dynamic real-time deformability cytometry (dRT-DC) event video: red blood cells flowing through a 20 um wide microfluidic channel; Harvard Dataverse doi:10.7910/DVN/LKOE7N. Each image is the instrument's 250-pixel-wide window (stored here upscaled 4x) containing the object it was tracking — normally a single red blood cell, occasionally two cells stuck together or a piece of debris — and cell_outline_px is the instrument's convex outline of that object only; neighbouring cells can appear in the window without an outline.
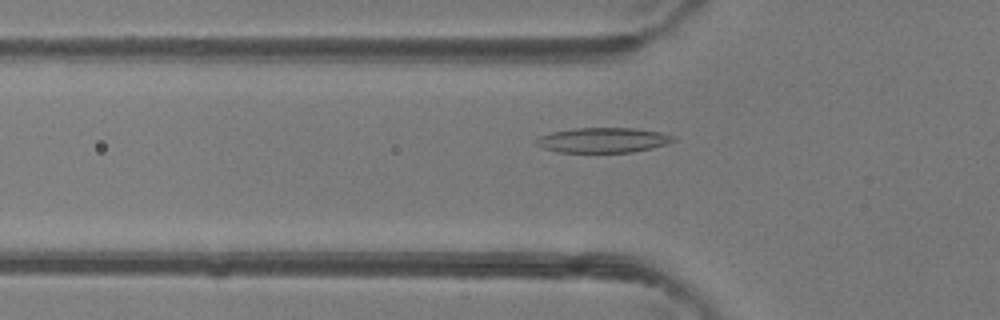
{"species": "common noctule bat (a hibernating species)", "species_latin": "Nyctalus noctula", "temperature_condition": "room temperature", "stored_images_in_passage": 47, "camera_frame_rate_fps": 3000, "um_per_image_px": 0.085, "animal": {"sex": "female"}, "frame": {"image": 1, "passage_image": 16, "time_ms": 5.0, "image_size_px": [1000, 320], "cell_outline_px": [[676, 140], [652, 148], [632, 152], [556, 152], [544, 148], [536, 144], [536, 140], [540, 136], [552, 132], [576, 128], [636, 128], [660, 132], [676, 136]], "centroid_in_image_um": [51.28, 11.91], "position_along_channel_um": 74.5, "area_um2": 19.88}}
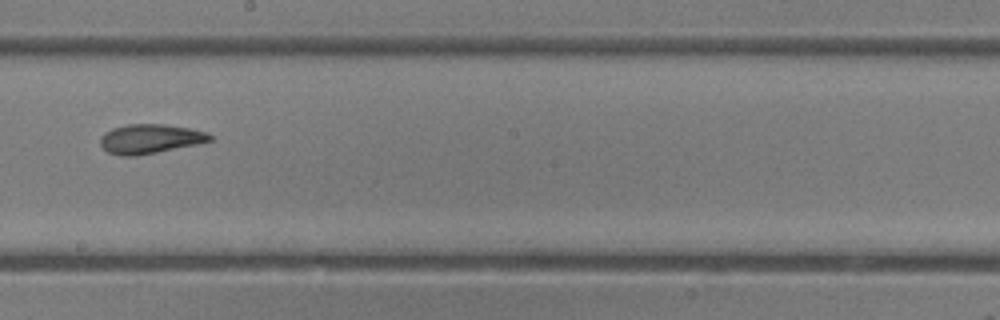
{"frame": {"image": 2, "passage_image": 27, "time_ms": 8.667, "image_size_px": [1000, 320], "cell_outline_px": [[212, 140], [196, 144], [136, 156], [120, 156], [108, 152], [100, 144], [100, 136], [104, 132], [112, 128], [128, 124], [164, 124], [188, 128], [208, 132], [212, 136]], "centroid_in_image_um": [12.72, 11.79], "position_along_channel_um": 235.5, "area_um2": 18.67}}
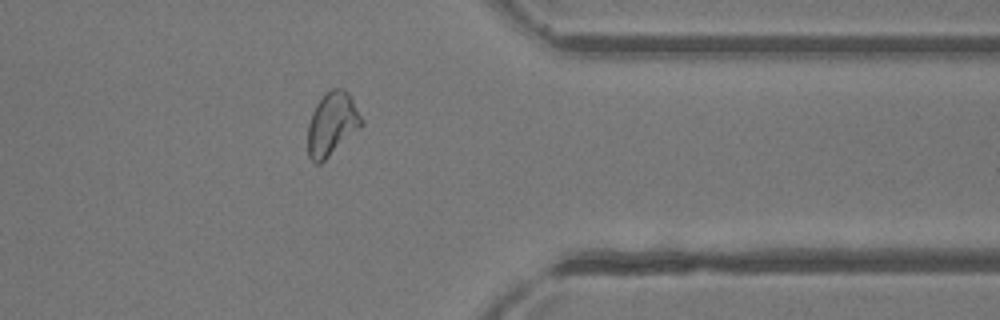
{"frame": {"image": 3, "passage_image": 38, "time_ms": 12.333, "image_size_px": [1000, 320], "cell_outline_px": [[364, 124], [360, 128], [320, 164], [316, 164], [308, 156], [308, 124], [312, 112], [316, 104], [324, 92], [332, 88], [344, 88], [352, 96], [364, 120]], "centroid_in_image_um": [28.24, 10.5], "position_along_channel_um": 383.2, "area_um2": 20.11}, "authors_computed_cell_mechanics": {"area_um2": 19.8832, "velocity_mm_per_s": 4.3662, "shape_relaxation_time_tau1_ms": 5.5132, "shape_relaxation_time_tau2_ms": 2.0546, "deformation_change_tau1": 0.1845, "deformation_change_tau2": 0.0988}}